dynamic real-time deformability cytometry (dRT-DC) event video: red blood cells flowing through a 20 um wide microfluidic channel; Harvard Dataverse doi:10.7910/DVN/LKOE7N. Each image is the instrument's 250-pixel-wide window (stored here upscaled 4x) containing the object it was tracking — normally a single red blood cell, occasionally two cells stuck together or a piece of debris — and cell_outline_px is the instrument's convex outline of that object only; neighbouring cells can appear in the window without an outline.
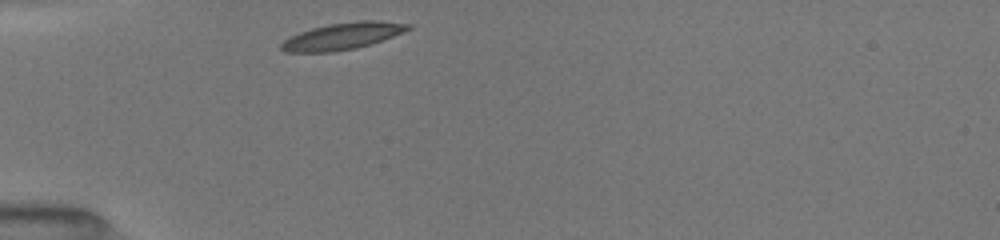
{"species": "common noctule bat (a hibernating species)", "species_latin": "Nyctalus noctula", "temperature_condition": "room temperature", "stored_images_in_passage": 30, "camera_frame_rate_fps": 3000, "um_per_image_px": 0.085, "animal": {"sex": "female", "body_mass_g": 19.5, "forearm_length_mm": 54.1}, "frame": {"image": 1, "passage_image": 1, "time_ms": 0.0, "image_size_px": [1000, 240], "cell_outline_px": [[412, 28], [404, 32], [356, 48], [332, 52], [284, 52], [280, 48], [280, 44], [284, 40], [300, 32], [312, 28], [328, 24], [360, 20], [380, 20], [412, 24]], "centroid_in_image_um": [29.12, 3.06], "position_along_channel_um": 55.9, "area_um2": 19.71}}
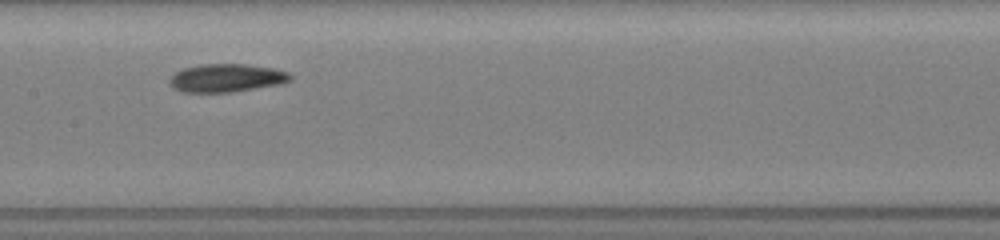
{"frame": {"image": 2, "passage_image": 12, "time_ms": 3.667, "image_size_px": [1000, 240], "cell_outline_px": [[292, 80], [280, 84], [232, 92], [180, 92], [172, 88], [168, 84], [168, 80], [176, 72], [184, 68], [200, 64], [244, 64], [272, 68], [288, 72], [292, 76]], "centroid_in_image_um": [19.22, 6.63], "position_along_channel_um": 188.2, "area_um2": 19.88}}
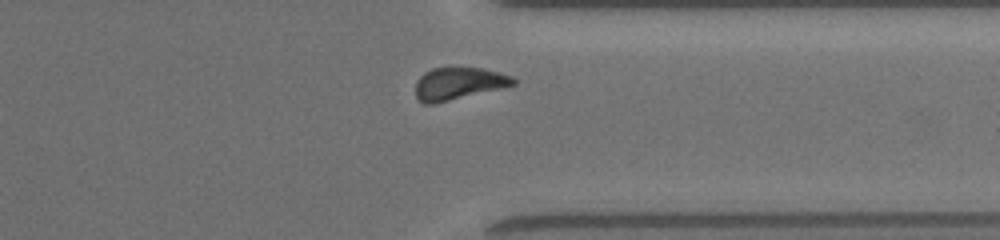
{"frame": {"image": 3, "passage_image": 26, "time_ms": 8.333, "image_size_px": [1000, 240], "cell_outline_px": [[516, 84], [504, 88], [436, 104], [424, 104], [416, 100], [416, 80], [424, 72], [432, 68], [452, 64], [480, 68], [500, 72], [512, 76], [516, 80]], "centroid_in_image_um": [38.96, 7.07], "position_along_channel_um": 372.4, "area_um2": 19.42}, "authors_computed_cell_mechanics": {"area_um2": 19.074, "velocity_mm_per_s": 3.9568, "shape_relaxation_time_tau1_ms": 2.8584, "shape_relaxation_time_tau2_ms": 8.7216, "deformation_change_tau1": 0.1023, "deformation_change_tau2": 0.1518}}